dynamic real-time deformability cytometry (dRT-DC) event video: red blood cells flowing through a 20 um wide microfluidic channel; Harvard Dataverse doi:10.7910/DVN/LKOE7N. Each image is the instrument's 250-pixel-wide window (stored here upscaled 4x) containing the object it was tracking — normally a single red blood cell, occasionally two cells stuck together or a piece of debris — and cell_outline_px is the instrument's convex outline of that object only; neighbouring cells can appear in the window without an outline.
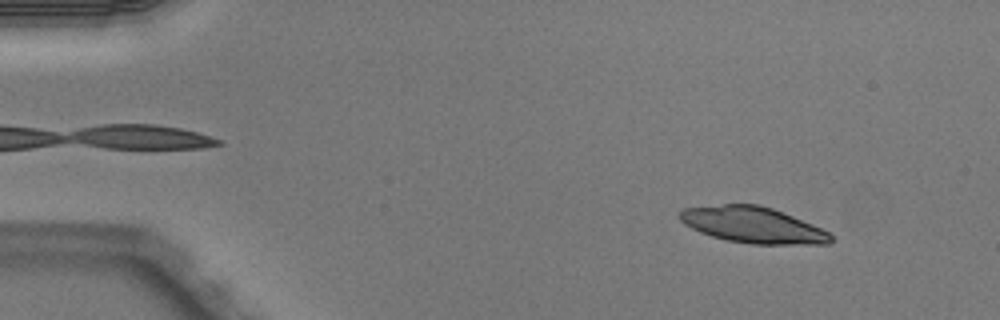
{"species": "Egyptian fruit bat (a non-hibernating species)", "species_latin": "Rousettus aegyptiacus", "temperature_condition": "warm", "stored_images_in_passage": 48, "camera_frame_rate_fps": 3000, "um_per_image_px": 0.085, "animal": {"sex": "male"}, "frame": {"image": 1, "passage_image": 4, "time_ms": 1.0, "image_size_px": [1000, 320], "cell_outline_px": [[832, 240], [828, 244], [752, 244], [728, 240], [712, 236], [700, 232], [684, 224], [680, 220], [680, 212], [684, 208], [724, 204], [760, 204], [772, 208], [812, 224], [828, 232], [832, 236]], "centroid_in_image_um": [63.99, 19.12], "position_along_channel_um": 21.0, "area_um2": 31.44}}